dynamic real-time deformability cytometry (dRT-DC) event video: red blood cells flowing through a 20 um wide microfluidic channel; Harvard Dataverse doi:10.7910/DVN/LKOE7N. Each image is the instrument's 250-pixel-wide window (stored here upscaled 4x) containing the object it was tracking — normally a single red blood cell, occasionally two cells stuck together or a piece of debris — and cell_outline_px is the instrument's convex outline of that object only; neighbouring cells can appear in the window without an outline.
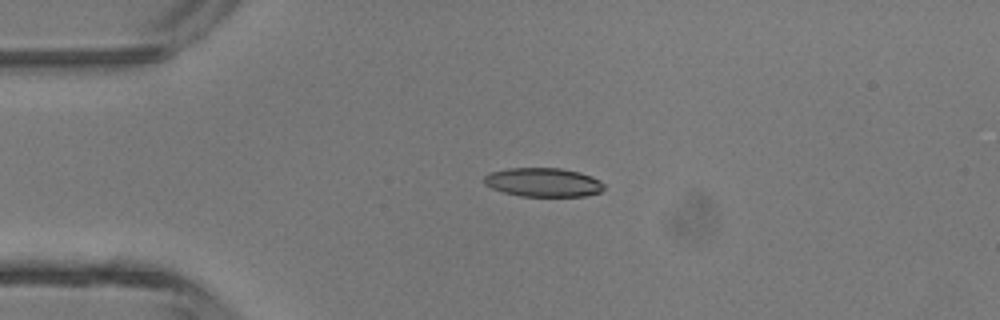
{"species": "common noctule bat (a hibernating species)", "species_latin": "Nyctalus noctula", "temperature_condition": "room temperature", "stored_images_in_passage": 5, "camera_frame_rate_fps": 3000, "um_per_image_px": 0.085, "animal": {"sex": "male", "body_mass_g": 13.3}, "frame": {"image": 1, "passage_image": 3, "time_ms": 0.667, "image_size_px": [1000, 320], "cell_outline_px": [[604, 188], [600, 192], [588, 196], [520, 196], [504, 192], [492, 188], [484, 184], [484, 176], [488, 172], [508, 168], [560, 168], [580, 172], [592, 176], [600, 180], [604, 184]], "centroid_in_image_um": [46.18, 15.49], "position_along_channel_um": 38.8, "area_um2": 20.35}}
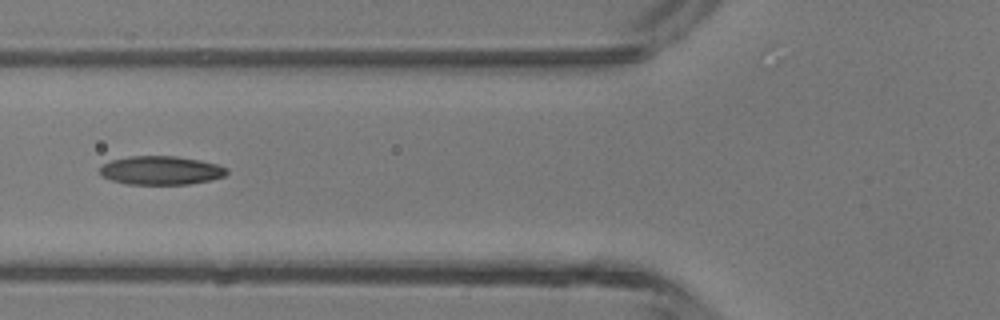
{"frame": {"image": 2, "passage_image": 5, "time_ms": 1.333, "image_size_px": [1000, 320], "cell_outline_px": [[228, 172], [224, 176], [212, 180], [188, 184], [128, 184], [112, 180], [100, 176], [100, 168], [104, 164], [112, 160], [128, 156], [176, 156], [200, 160], [216, 164], [228, 168]], "centroid_in_image_um": [13.69, 14.48], "position_along_channel_um": 112.1, "area_um2": 21.21}}